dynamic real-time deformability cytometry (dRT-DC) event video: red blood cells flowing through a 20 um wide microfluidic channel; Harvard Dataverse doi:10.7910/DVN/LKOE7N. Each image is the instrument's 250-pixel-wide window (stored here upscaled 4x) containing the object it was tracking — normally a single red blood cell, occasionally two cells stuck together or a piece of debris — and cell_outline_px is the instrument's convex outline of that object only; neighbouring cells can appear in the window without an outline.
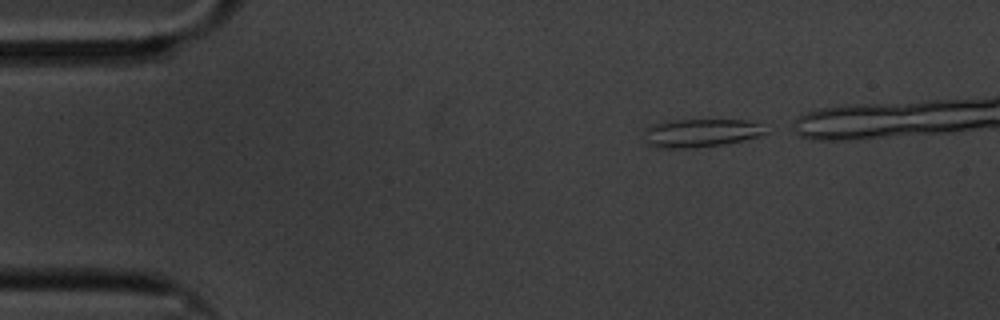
{"species": "common noctule bat (a hibernating species)", "species_latin": "Nyctalus noctula", "temperature_condition": "cold", "stored_images_in_passage": 41, "camera_frame_rate_fps": 3000, "um_per_image_px": 0.085, "animal": {"sex": "male", "body_mass_g": 20.1, "forearm_length_mm": 53.5}, "frame": {"image": 1, "passage_image": 1, "time_ms": 0.0, "image_size_px": [1000, 320], "cell_outline_px": [[768, 132], [744, 140], [696, 148], [664, 148], [648, 144], [644, 140], [644, 132], [648, 128], [656, 124], [672, 120], [744, 120], [760, 124]], "centroid_in_image_um": [59.55, 11.3], "position_along_channel_um": 25.5, "area_um2": 19.65}}
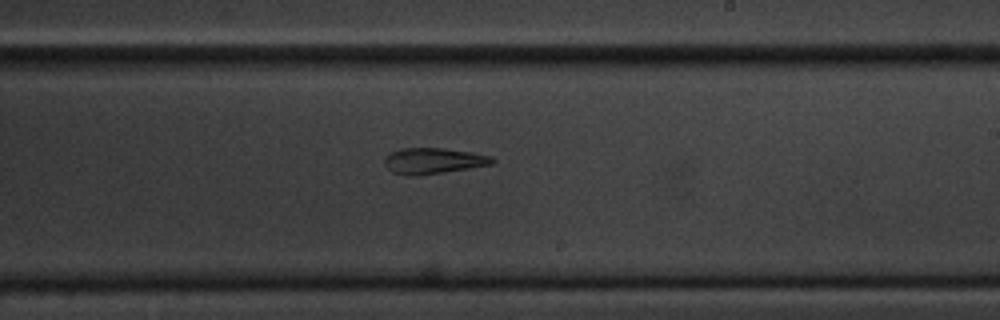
{"frame": {"image": 2, "passage_image": 27, "time_ms": 8.667, "image_size_px": [1000, 320], "cell_outline_px": [[496, 160], [492, 164], [444, 172], [416, 176], [404, 176], [392, 172], [384, 164], [384, 160], [392, 152], [404, 148], [444, 148], [492, 156]], "centroid_in_image_um": [36.82, 13.68], "position_along_channel_um": 252.2, "area_um2": 16.13}}
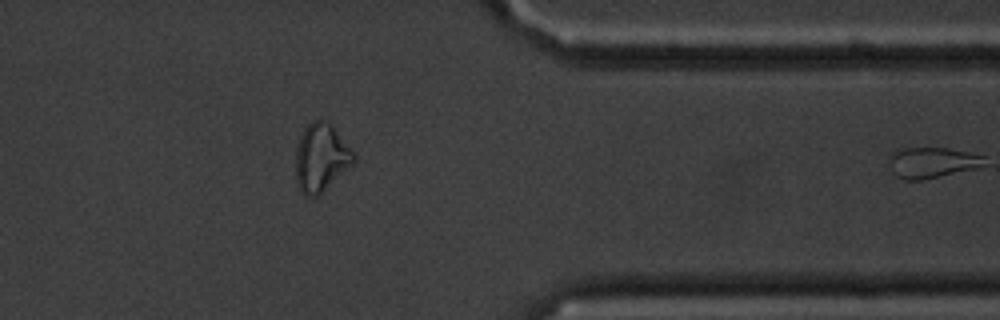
{"frame": {"image": 3, "passage_image": 40, "time_ms": 13.0, "image_size_px": [1000, 320], "cell_outline_px": [[356, 160], [320, 196], [304, 196], [300, 192], [296, 180], [296, 148], [300, 136], [304, 128], [308, 124], [316, 120], [324, 120], [332, 124], [356, 156]], "centroid_in_image_um": [27.28, 13.43], "position_along_channel_um": 384.1, "area_um2": 23.06}}